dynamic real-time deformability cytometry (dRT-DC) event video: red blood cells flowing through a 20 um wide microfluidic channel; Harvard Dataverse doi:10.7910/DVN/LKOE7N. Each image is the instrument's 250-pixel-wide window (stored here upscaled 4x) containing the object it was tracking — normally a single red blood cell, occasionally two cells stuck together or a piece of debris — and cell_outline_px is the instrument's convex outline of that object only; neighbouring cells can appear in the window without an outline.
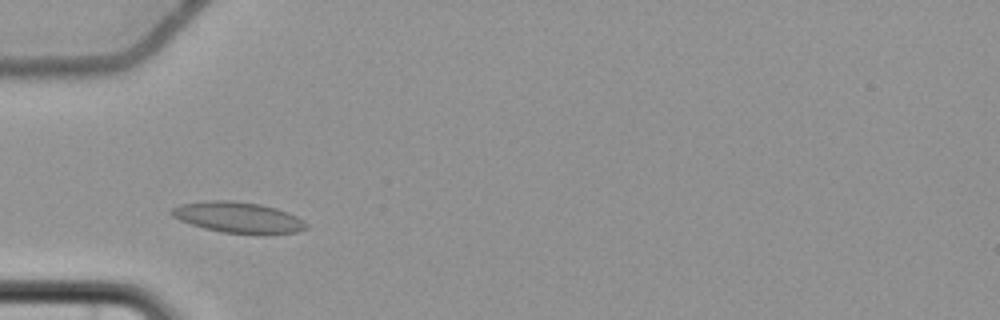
{"species": "common noctule bat (a hibernating species)", "species_latin": "Nyctalus noctula", "temperature_condition": "cold", "stored_images_in_passage": 4, "camera_frame_rate_fps": 3000, "um_per_image_px": 0.085, "animal": {"sex": "female", "body_mass_g": 22.7, "forearm_length_mm": 54.2}, "frame": {"image": 1, "passage_image": 3, "time_ms": 2.333, "image_size_px": [1000, 320], "cell_outline_px": [[308, 228], [296, 232], [256, 236], [224, 232], [204, 228], [180, 220], [172, 216], [168, 212], [172, 208], [180, 204], [208, 200], [236, 200], [260, 204], [276, 208], [288, 212], [304, 220], [308, 224]], "centroid_in_image_um": [20.28, 18.49], "position_along_channel_um": 64.7, "area_um2": 24.8}}
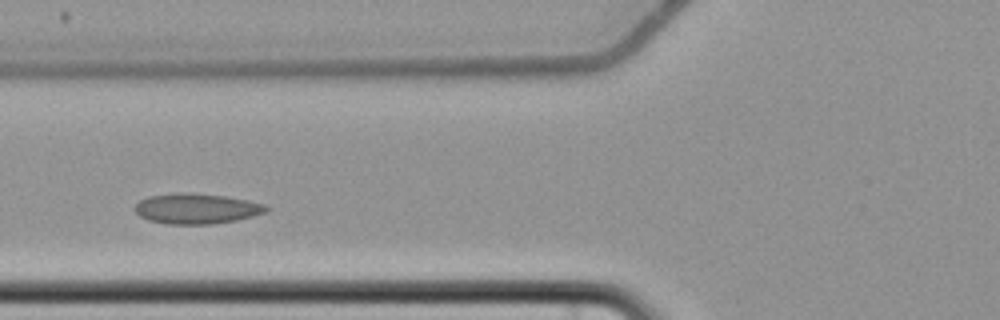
{"frame": {"image": 2, "passage_image": 4, "time_ms": 3.667, "image_size_px": [1000, 320], "cell_outline_px": [[268, 208], [264, 212], [252, 216], [236, 220], [212, 224], [168, 224], [148, 220], [140, 216], [132, 208], [140, 200], [148, 196], [180, 192], [192, 192], [224, 196], [248, 200], [264, 204]], "centroid_in_image_um": [16.65, 17.72], "position_along_channel_um": 109.1, "area_um2": 23.24}}